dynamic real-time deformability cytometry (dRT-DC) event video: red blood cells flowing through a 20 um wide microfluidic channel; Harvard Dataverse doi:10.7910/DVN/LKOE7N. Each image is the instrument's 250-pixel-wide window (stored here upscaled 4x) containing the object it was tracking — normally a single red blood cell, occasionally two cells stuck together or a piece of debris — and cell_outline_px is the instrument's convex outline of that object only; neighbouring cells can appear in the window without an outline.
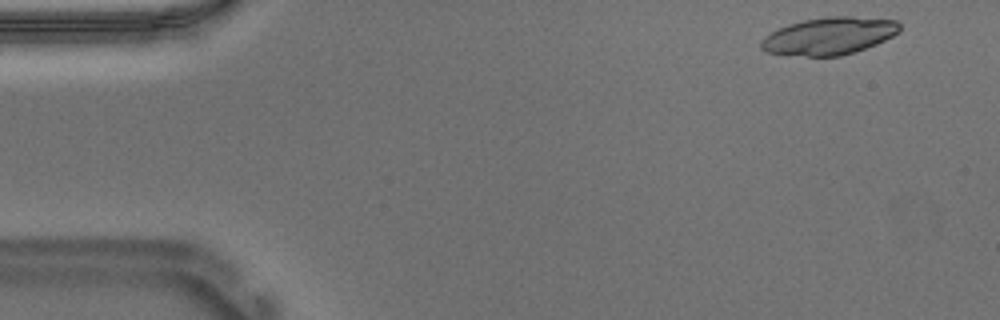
{"species": "Egyptian fruit bat (a non-hibernating species)", "species_latin": "Rousettus aegyptiacus", "temperature_condition": "warm", "stored_images_in_passage": 52, "segment_of_instrument_passage": [1, 2], "camera_frame_rate_fps": 3000, "um_per_image_px": 0.085, "animal": {"sex": "male"}, "frame": {"image": 1, "passage_image": 2, "time_ms": 0.333, "image_size_px": [1000, 320], "cell_outline_px": [[900, 32], [876, 44], [856, 52], [840, 56], [808, 56], [764, 52], [760, 48], [760, 40], [764, 36], [788, 24], [804, 20], [828, 16], [852, 16], [896, 20], [900, 24]], "centroid_in_image_um": [70.48, 3.06], "position_along_channel_um": 14.5, "area_um2": 30.23}}
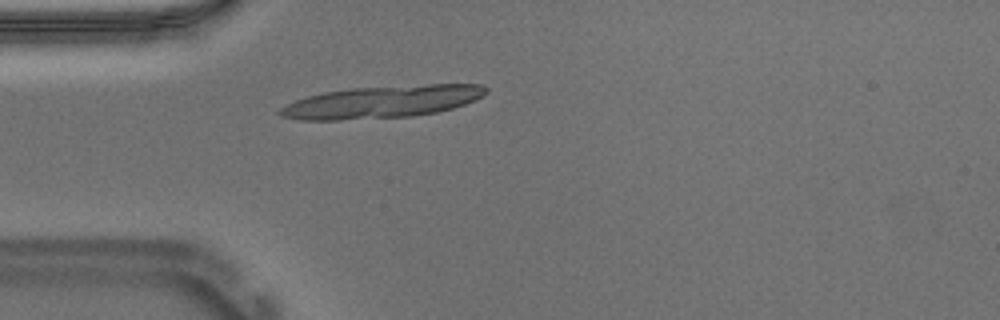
{"frame": {"image": 2, "passage_image": 13, "time_ms": 4.0, "image_size_px": [1000, 320], "cell_outline_px": [[488, 92], [476, 100], [452, 108], [436, 112], [412, 116], [340, 120], [300, 120], [280, 116], [276, 112], [280, 108], [296, 100], [308, 96], [324, 92], [352, 88], [428, 84], [484, 84], [488, 88]], "centroid_in_image_um": [32.49, 8.65], "position_along_channel_um": 52.5, "area_um2": 38.78}}